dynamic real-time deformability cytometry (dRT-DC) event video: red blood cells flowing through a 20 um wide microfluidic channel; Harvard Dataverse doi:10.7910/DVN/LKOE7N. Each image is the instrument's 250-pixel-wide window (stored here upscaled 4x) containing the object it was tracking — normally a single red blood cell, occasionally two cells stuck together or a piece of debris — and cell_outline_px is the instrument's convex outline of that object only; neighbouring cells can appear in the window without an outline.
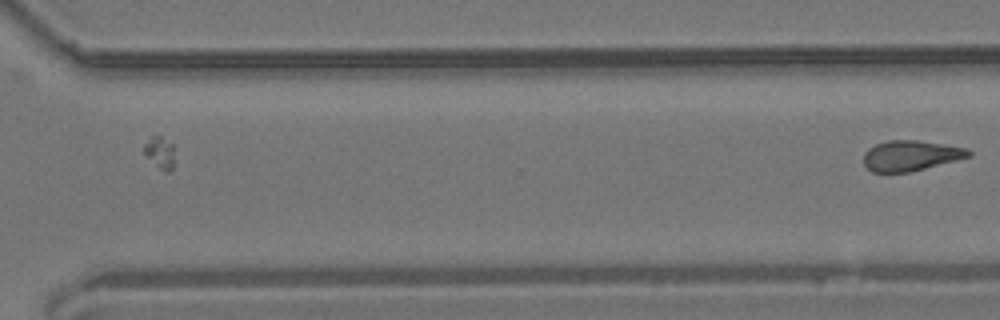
{"species": "common noctule bat (a hibernating species)", "species_latin": "Nyctalus noctula", "temperature_condition": "room temperature", "stored_images_in_passage": 32, "camera_frame_rate_fps": 3000, "um_per_image_px": 0.085, "animal": {"sex": "male", "body_mass_g": 19.2, "forearm_length_mm": 51.8}, "frame": {"image": 1, "passage_image": 32, "time_ms": 10.333, "image_size_px": [1000, 320], "cell_outline_px": [[972, 156], [908, 172], [872, 172], [864, 164], [864, 152], [868, 148], [876, 144], [888, 140], [916, 140], [968, 148], [972, 152]], "centroid_in_image_um": [77.41, 13.22], "position_along_channel_um": 293.2, "area_um2": 18.44}}